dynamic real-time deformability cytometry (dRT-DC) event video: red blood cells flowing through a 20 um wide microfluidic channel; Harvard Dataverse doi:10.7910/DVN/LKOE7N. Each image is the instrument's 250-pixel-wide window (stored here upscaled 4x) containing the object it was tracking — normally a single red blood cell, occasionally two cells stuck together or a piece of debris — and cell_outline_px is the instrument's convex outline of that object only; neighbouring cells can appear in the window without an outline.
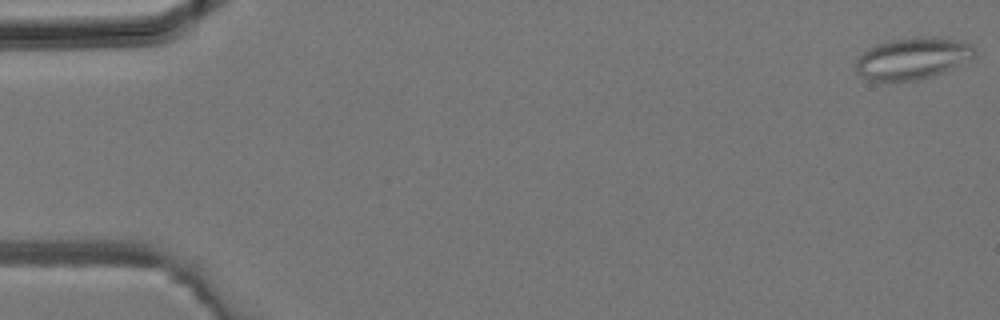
{"species": "common noctule bat (a hibernating species)", "species_latin": "Nyctalus noctula", "temperature_condition": "room temperature", "stored_images_in_passage": 4, "camera_frame_rate_fps": 3000, "um_per_image_px": 0.085, "animal": {"sex": "male", "body_mass_g": 19.2, "forearm_length_mm": 51.8}, "frame": {"image": 1, "passage_image": 1, "time_ms": 0.0, "image_size_px": [1000, 320], "cell_outline_px": [[976, 56], [944, 72], [932, 76], [916, 80], [868, 80], [860, 76], [856, 68], [856, 60], [868, 48], [876, 44], [892, 40], [916, 36], [932, 36], [960, 40], [972, 44], [976, 48]], "centroid_in_image_um": [77.61, 4.94], "position_along_channel_um": 7.4, "area_um2": 28.96}}
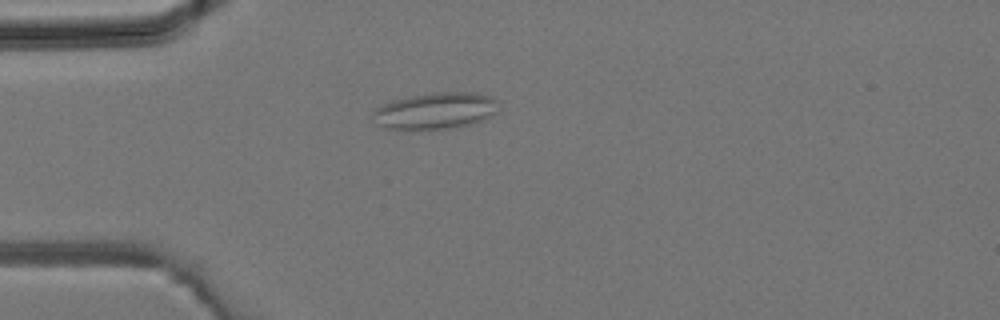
{"frame": {"image": 2, "passage_image": 4, "time_ms": 1.0, "image_size_px": [1000, 320], "cell_outline_px": [[500, 112], [472, 124], [460, 128], [384, 128], [380, 124], [372, 112], [376, 108], [392, 100], [432, 92], [476, 92], [488, 96], [496, 100]], "centroid_in_image_um": [37.1, 9.4], "position_along_channel_um": 47.9, "area_um2": 26.47}}